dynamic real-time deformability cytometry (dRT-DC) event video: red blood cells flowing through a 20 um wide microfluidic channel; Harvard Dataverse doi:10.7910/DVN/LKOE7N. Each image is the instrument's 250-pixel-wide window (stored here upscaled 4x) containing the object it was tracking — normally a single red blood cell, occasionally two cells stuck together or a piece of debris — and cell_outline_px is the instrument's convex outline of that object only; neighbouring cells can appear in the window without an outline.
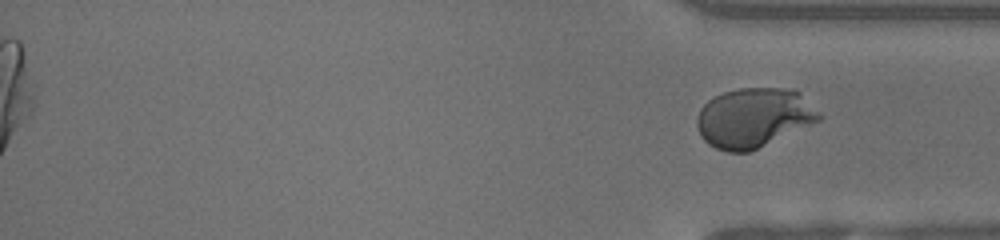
{"species": "human", "species_latin": "Homo sapiens", "temperature_condition": "room temperature", "stored_images_in_passage": 53, "segment_of_instrument_passage": [2, 2], "camera_frame_rate_fps": 3000, "um_per_image_px": 0.085, "donor": {"sex": "female"}, "frame": {"image": 1, "passage_image": 53, "time_ms": 17.333, "image_size_px": [1000, 240], "cell_outline_px": [[824, 116], [820, 120], [748, 152], [728, 152], [716, 148], [708, 144], [700, 136], [696, 124], [696, 120], [700, 108], [708, 100], [724, 92], [740, 88], [792, 88], [800, 92]], "centroid_in_image_um": [64.06, 9.99], "position_along_channel_um": 371.1, "area_um2": 42.31}}